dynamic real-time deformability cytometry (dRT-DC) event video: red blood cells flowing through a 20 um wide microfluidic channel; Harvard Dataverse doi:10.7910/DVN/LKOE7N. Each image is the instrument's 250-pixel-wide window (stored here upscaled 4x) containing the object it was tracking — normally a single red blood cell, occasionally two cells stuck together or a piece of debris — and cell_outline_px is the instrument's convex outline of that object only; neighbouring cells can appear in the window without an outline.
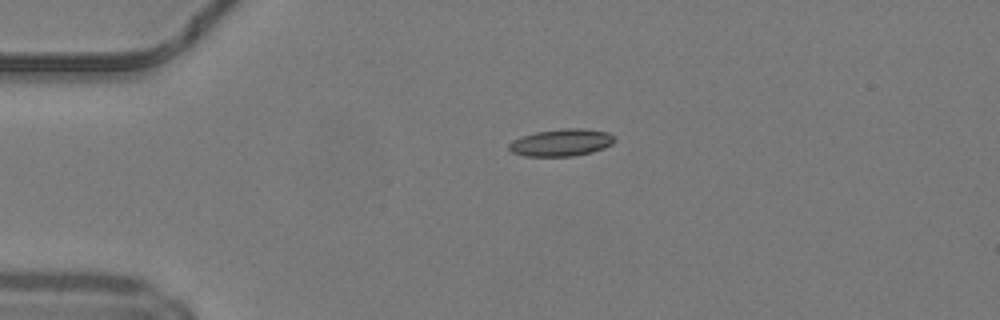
{"species": "common noctule bat (a hibernating species)", "species_latin": "Nyctalus noctula", "temperature_condition": "warm", "stored_images_in_passage": 6, "camera_frame_rate_fps": 3000, "um_per_image_px": 0.085, "animal": {"sex": "male", "body_mass_g": 19.2, "forearm_length_mm": 51.8}, "frame": {"image": 1, "passage_image": 1, "time_ms": 0.0, "image_size_px": [1000, 320], "cell_outline_px": [[616, 140], [612, 144], [604, 148], [592, 152], [572, 156], [524, 156], [512, 152], [508, 148], [508, 144], [512, 140], [520, 136], [536, 132], [564, 128], [580, 128], [608, 132], [616, 136]], "centroid_in_image_um": [47.72, 12.11], "position_along_channel_um": 37.3, "area_um2": 16.88}}
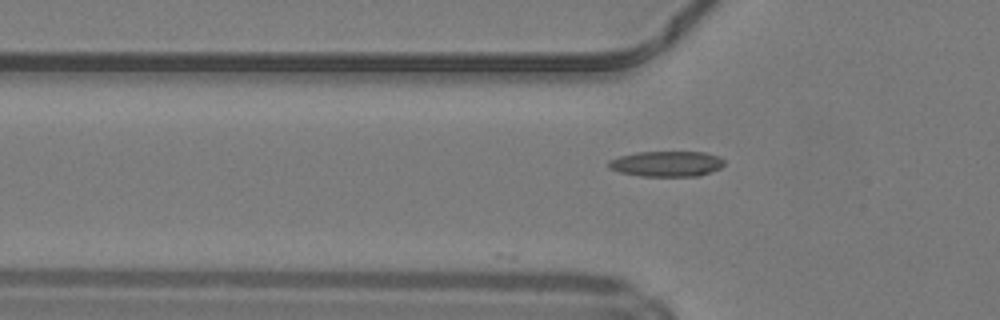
{"frame": {"image": 2, "passage_image": 6, "time_ms": 1.667, "image_size_px": [1000, 320], "cell_outline_px": [[724, 164], [720, 168], [700, 176], [640, 176], [620, 172], [608, 168], [608, 160], [620, 156], [636, 152], [704, 152], [720, 156], [724, 160]], "centroid_in_image_um": [56.66, 13.92], "position_along_channel_um": 69.1, "area_um2": 17.28}}